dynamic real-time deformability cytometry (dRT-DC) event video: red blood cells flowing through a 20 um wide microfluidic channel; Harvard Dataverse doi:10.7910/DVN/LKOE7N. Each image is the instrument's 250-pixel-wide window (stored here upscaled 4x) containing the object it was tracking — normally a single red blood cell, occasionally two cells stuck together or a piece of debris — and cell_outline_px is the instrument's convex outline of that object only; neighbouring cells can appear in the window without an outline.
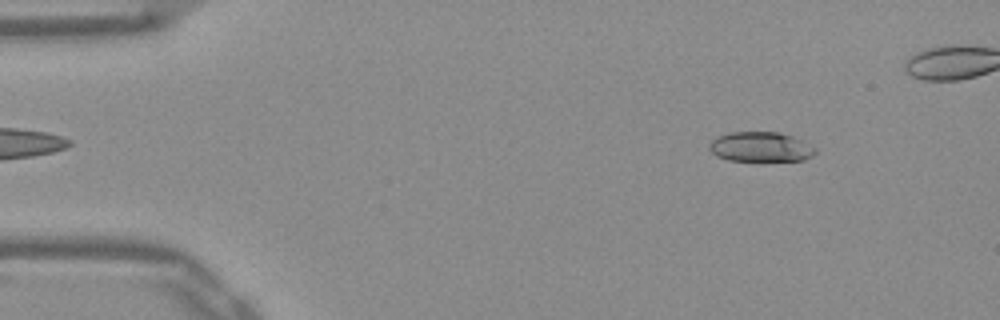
{"species": "Egyptian fruit bat (a non-hibernating species)", "species_latin": "Rousettus aegyptiacus", "temperature_condition": "warm", "stored_images_in_passage": 46, "camera_frame_rate_fps": 3000, "um_per_image_px": 0.085, "frame": {"image": 1, "passage_image": 6, "time_ms": 1.667, "image_size_px": [1000, 320], "cell_outline_px": [[816, 152], [812, 156], [804, 160], [728, 160], [716, 156], [708, 148], [708, 144], [716, 136], [728, 132], [776, 132], [792, 136], [816, 148]], "centroid_in_image_um": [64.6, 12.48], "position_along_channel_um": 20.4, "area_um2": 18.32}}
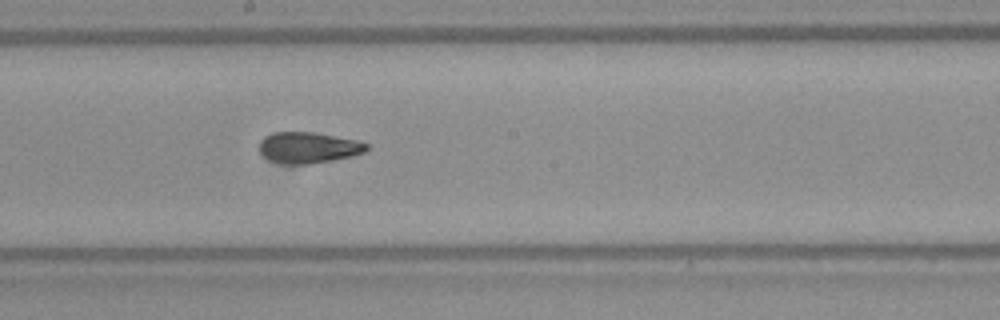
{"frame": {"image": 2, "passage_image": 28, "time_ms": 9.0, "image_size_px": [1000, 320], "cell_outline_px": [[368, 148], [364, 152], [352, 156], [332, 160], [308, 164], [280, 164], [268, 160], [260, 152], [260, 140], [276, 132], [312, 132], [356, 140], [368, 144]], "centroid_in_image_um": [26.2, 12.56], "position_along_channel_um": 222.0, "area_um2": 19.25}}
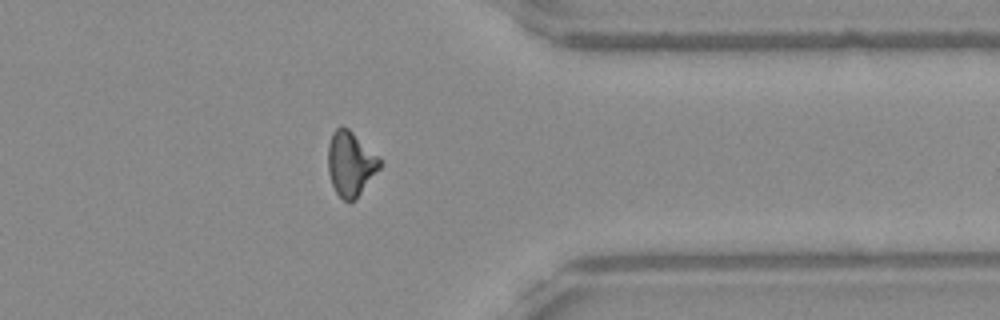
{"frame": {"image": 3, "passage_image": 41, "time_ms": 13.333, "image_size_px": [1000, 320], "cell_outline_px": [[380, 168], [356, 200], [344, 200], [336, 192], [332, 184], [328, 172], [328, 144], [332, 132], [336, 128], [348, 128], [380, 160]], "centroid_in_image_um": [29.77, 13.94], "position_along_channel_um": 381.6, "area_um2": 19.02}}